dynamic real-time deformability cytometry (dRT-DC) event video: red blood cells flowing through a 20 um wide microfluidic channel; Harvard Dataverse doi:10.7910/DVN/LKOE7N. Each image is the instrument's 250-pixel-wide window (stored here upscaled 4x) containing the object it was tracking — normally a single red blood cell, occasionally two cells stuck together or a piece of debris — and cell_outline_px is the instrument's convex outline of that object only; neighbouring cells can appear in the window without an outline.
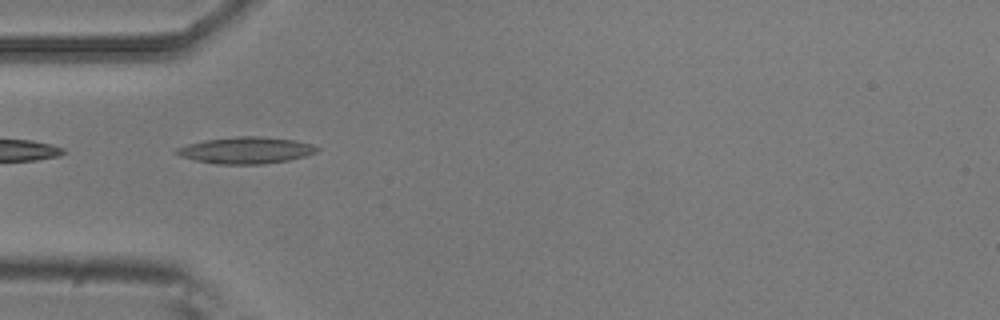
{"species": "common noctule bat (a hibernating species)", "species_latin": "Nyctalus noctula", "temperature_condition": "room temperature", "stored_images_in_passage": 8, "camera_frame_rate_fps": 3000, "um_per_image_px": 0.085, "animal": {"sex": "male", "body_mass_g": 20.5, "forearm_length_mm": 52.5}, "frame": {"image": 1, "passage_image": 3, "time_ms": 0.667, "image_size_px": [1000, 320], "cell_outline_px": [[320, 148], [316, 152], [304, 156], [288, 160], [264, 164], [216, 164], [196, 160], [180, 156], [172, 152], [176, 148], [188, 144], [204, 140], [236, 136], [260, 136], [296, 140], [312, 144]], "centroid_in_image_um": [20.89, 12.77], "position_along_channel_um": 64.1, "area_um2": 21.85}}
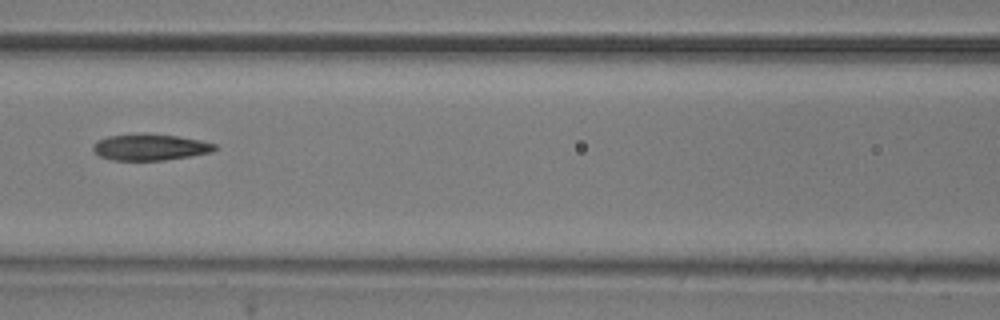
{"frame": {"image": 2, "passage_image": 5, "time_ms": 1.333, "image_size_px": [1000, 320], "cell_outline_px": [[216, 148], [212, 152], [192, 156], [164, 160], [112, 160], [100, 156], [92, 148], [92, 144], [96, 140], [108, 136], [176, 136], [200, 140], [216, 144]], "centroid_in_image_um": [12.77, 12.55], "position_along_channel_um": 153.8, "area_um2": 17.92}}
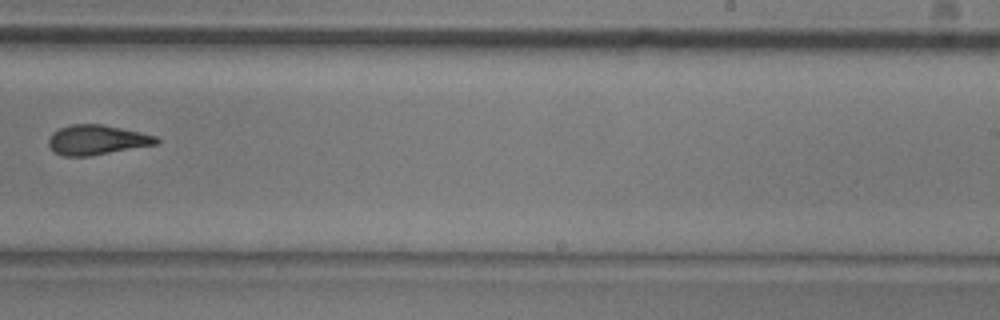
{"frame": {"image": 3, "passage_image": 8, "time_ms": 2.333, "image_size_px": [1000, 320], "cell_outline_px": [[160, 140], [156, 144], [88, 156], [64, 156], [56, 152], [48, 144], [48, 140], [52, 132], [60, 128], [72, 124], [100, 124], [140, 132], [156, 136]], "centroid_in_image_um": [8.21, 11.88], "position_along_channel_um": 280.8, "area_um2": 18.38}}